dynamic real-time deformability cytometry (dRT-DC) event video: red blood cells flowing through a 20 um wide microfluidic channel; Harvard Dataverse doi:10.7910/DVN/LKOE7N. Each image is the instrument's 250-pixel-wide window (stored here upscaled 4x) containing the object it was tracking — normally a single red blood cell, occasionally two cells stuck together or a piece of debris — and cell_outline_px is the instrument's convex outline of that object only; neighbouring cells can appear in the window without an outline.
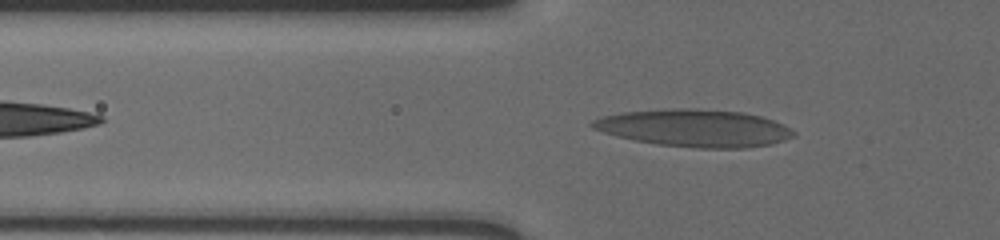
{"species": "human", "species_latin": "Homo sapiens", "temperature_condition": "cold", "stored_images_in_passage": 40, "camera_frame_rate_fps": 3000, "um_per_image_px": 0.085, "donor": {"sex": "male"}, "frame": {"image": 1, "passage_image": 9, "time_ms": 2.667, "image_size_px": [1000, 240], "cell_outline_px": [[796, 136], [772, 144], [748, 148], [696, 148], [656, 144], [632, 140], [616, 136], [592, 128], [588, 124], [592, 120], [600, 116], [624, 112], [668, 108], [696, 108], [744, 112], [760, 116], [784, 124], [796, 132]], "centroid_in_image_um": [59.03, 10.88], "position_along_channel_um": 66.8, "area_um2": 44.33}}
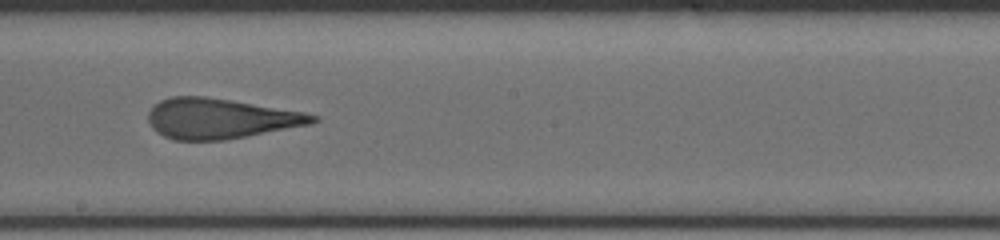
{"frame": {"image": 2, "passage_image": 23, "time_ms": 7.333, "image_size_px": [1000, 240], "cell_outline_px": [[320, 120], [312, 124], [224, 140], [172, 140], [156, 132], [152, 128], [148, 120], [148, 112], [152, 104], [160, 100], [172, 96], [204, 96], [304, 112], [320, 116]], "centroid_in_image_um": [18.69, 10.07], "position_along_channel_um": 229.5, "area_um2": 38.61}}
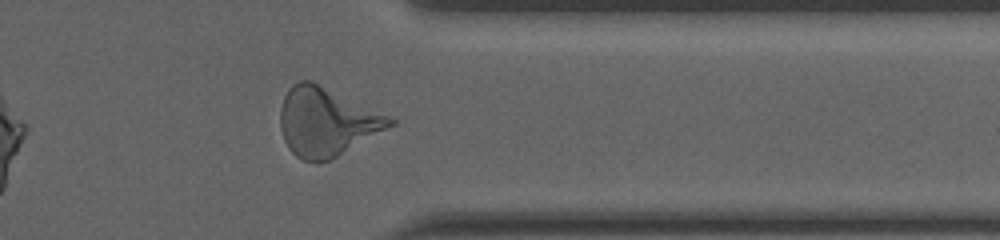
{"frame": {"image": 3, "passage_image": 36, "time_ms": 11.667, "image_size_px": [1000, 240], "cell_outline_px": [[396, 124], [336, 156], [328, 160], [316, 164], [300, 160], [288, 148], [284, 140], [280, 128], [280, 108], [284, 96], [288, 88], [292, 84], [300, 80], [312, 80], [388, 116], [396, 120]], "centroid_in_image_um": [27.7, 10.36], "position_along_channel_um": 383.7, "area_um2": 43.58}, "authors_computed_cell_mechanics": {"area_um2": 39.9398, "velocity_mm_per_s": 3.6285, "shape_relaxation_time_tau1_ms": null, "shape_relaxation_time_tau2_ms": 1.6247, "deformation_change_tau1": null, "deformation_change_tau2": 0.1325}}